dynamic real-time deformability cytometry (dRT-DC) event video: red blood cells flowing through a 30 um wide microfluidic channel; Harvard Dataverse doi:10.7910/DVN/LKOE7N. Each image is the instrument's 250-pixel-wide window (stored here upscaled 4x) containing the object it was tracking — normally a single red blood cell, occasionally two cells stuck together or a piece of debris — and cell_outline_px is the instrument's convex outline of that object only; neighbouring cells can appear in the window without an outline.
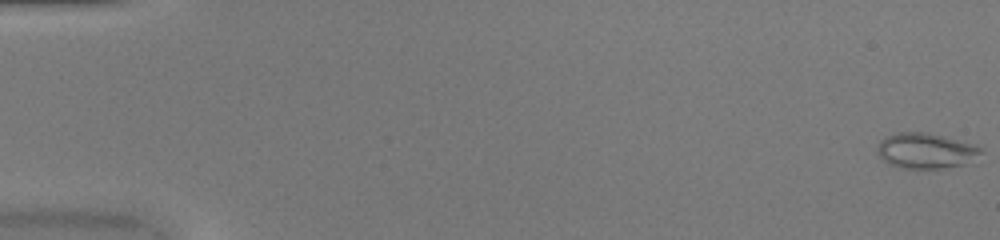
{"species": "common noctule bat (a hibernating species)", "species_latin": "Nyctalus noctula", "temperature_condition": "warm", "stored_images_in_passage": 50, "camera_frame_rate_fps": 3000, "um_per_image_px": 0.085, "animal": {"sex": "female", "body_mass_g": 20.0, "forearm_length_mm": 54.0}, "frame": {"image": 1, "passage_image": 1, "time_ms": 0.0, "image_size_px": [1000, 240], "cell_outline_px": [[984, 152], [964, 164], [940, 168], [900, 168], [888, 164], [876, 152], [876, 148], [880, 140], [884, 136], [896, 132], [924, 132], [976, 144]], "centroid_in_image_um": [78.64, 12.8], "position_along_channel_um": 6.4, "area_um2": 21.39}}
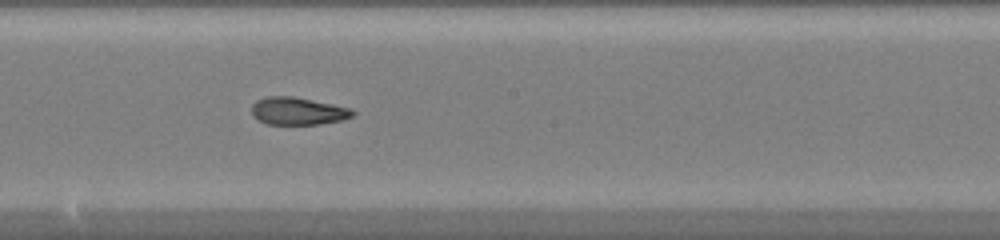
{"frame": {"image": 2, "passage_image": 29, "time_ms": 9.333, "image_size_px": [1000, 240], "cell_outline_px": [[356, 112], [352, 116], [344, 120], [320, 124], [264, 124], [252, 116], [252, 104], [256, 100], [268, 96], [292, 96], [352, 108]], "centroid_in_image_um": [25.31, 9.44], "position_along_channel_um": 222.9, "area_um2": 16.36}}
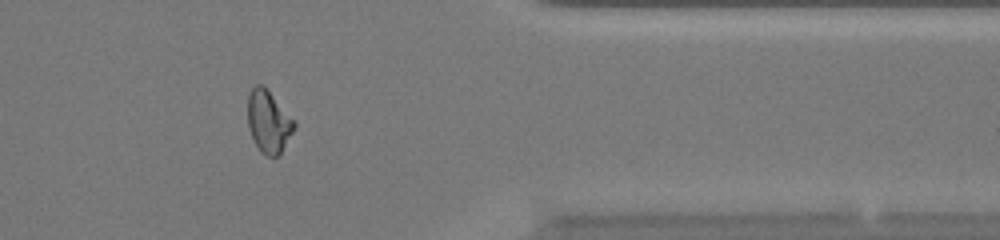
{"frame": {"image": 3, "passage_image": 42, "time_ms": 13.667, "image_size_px": [1000, 240], "cell_outline_px": [[296, 124], [292, 132], [280, 152], [276, 156], [268, 156], [260, 152], [248, 128], [248, 92], [256, 84], [264, 84], [296, 120]], "centroid_in_image_um": [22.82, 10.27], "position_along_channel_um": 388.6, "area_um2": 16.99}, "authors_computed_cell_mechanics": {"area_um2": 17.5423, "velocity_mm_per_s": 4.1937, "shape_relaxation_time_tau1_ms": 11.0171, "shape_relaxation_time_tau2_ms": 2.0083, "deformation_change_tau1": 0.3036, "deformation_change_tau2": 0.0795}}